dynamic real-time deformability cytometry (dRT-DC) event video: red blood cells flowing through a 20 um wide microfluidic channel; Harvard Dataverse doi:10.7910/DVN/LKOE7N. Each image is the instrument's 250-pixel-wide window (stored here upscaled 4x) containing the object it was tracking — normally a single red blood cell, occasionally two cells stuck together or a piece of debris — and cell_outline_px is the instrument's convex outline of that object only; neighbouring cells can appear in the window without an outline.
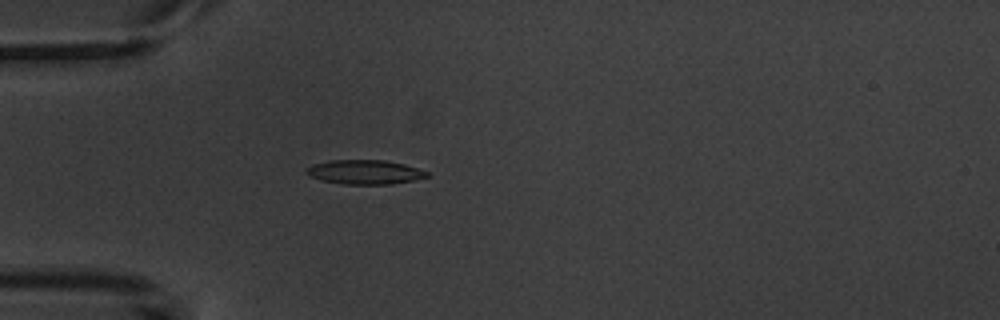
{"species": "common noctule bat (a hibernating species)", "species_latin": "Nyctalus noctula", "temperature_condition": "warm", "stored_images_in_passage": 4, "camera_frame_rate_fps": 3000, "um_per_image_px": 0.085, "animal": {"sex": "male", "body_mass_g": 20.1, "forearm_length_mm": 53.5}, "frame": {"image": 1, "passage_image": 4, "time_ms": 3.667, "image_size_px": [1000, 320], "cell_outline_px": [[432, 176], [392, 184], [344, 184], [320, 180], [308, 176], [304, 172], [304, 168], [312, 164], [328, 160], [384, 160], [404, 164], [428, 172]], "centroid_in_image_um": [30.94, 14.62], "position_along_channel_um": 54.1, "area_um2": 17.22}}